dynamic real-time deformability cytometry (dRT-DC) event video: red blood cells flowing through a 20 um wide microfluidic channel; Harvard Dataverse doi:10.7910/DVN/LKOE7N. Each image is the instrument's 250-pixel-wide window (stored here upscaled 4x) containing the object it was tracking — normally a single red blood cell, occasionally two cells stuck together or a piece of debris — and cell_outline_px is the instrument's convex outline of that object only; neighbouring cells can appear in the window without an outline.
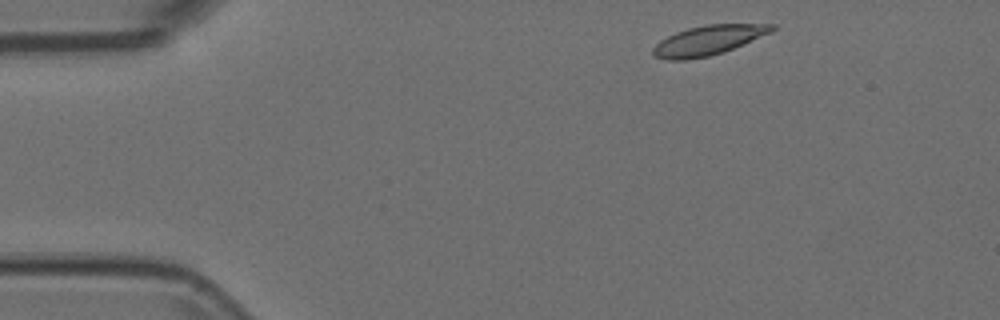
{"species": "Egyptian fruit bat (a non-hibernating species)", "species_latin": "Rousettus aegyptiacus", "temperature_condition": "room temperature", "stored_images_in_passage": 49, "camera_frame_rate_fps": 3000, "um_per_image_px": 0.085, "animal": {"sex": "female"}, "frame": {"image": 1, "passage_image": 2, "time_ms": 0.333, "image_size_px": [1000, 320], "cell_outline_px": [[776, 28], [772, 32], [732, 48], [708, 56], [688, 60], [668, 60], [652, 56], [652, 48], [660, 40], [676, 32], [688, 28], [708, 24], [776, 24]], "centroid_in_image_um": [60.16, 3.42], "position_along_channel_um": 24.8, "area_um2": 20.35}}
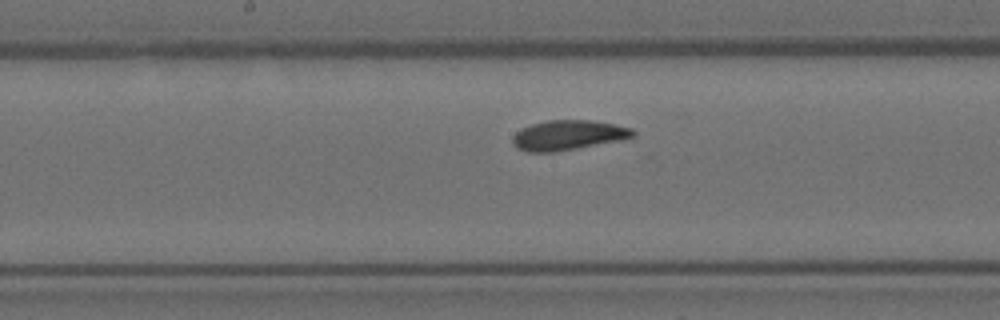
{"frame": {"image": 2, "passage_image": 22, "time_ms": 7.0, "image_size_px": [1000, 320], "cell_outline_px": [[636, 136], [620, 140], [576, 148], [552, 152], [528, 152], [516, 148], [512, 144], [512, 136], [520, 128], [532, 124], [548, 120], [592, 120], [632, 128], [636, 132]], "centroid_in_image_um": [48.26, 11.48], "position_along_channel_um": 199.9, "area_um2": 20.92}}
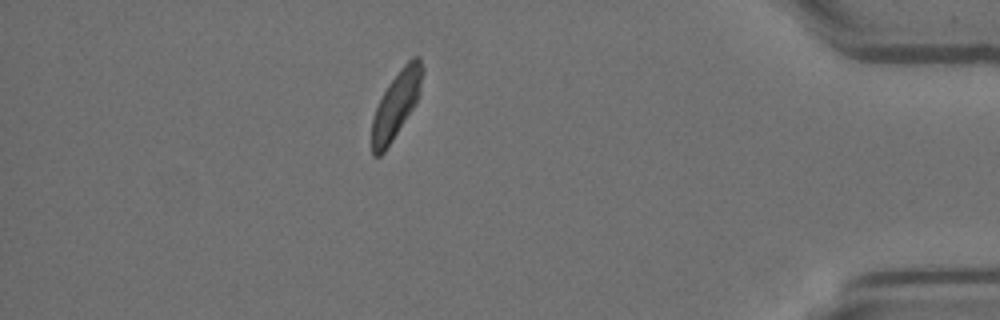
{"frame": {"image": 3, "passage_image": 42, "time_ms": 13.667, "image_size_px": [1000, 320], "cell_outline_px": [[424, 72], [420, 92], [416, 104], [384, 152], [380, 156], [372, 156], [372, 116], [388, 84], [400, 68], [412, 56], [420, 56], [424, 68]], "centroid_in_image_um": [33.7, 8.85], "position_along_channel_um": 401.5, "area_um2": 19.71}}